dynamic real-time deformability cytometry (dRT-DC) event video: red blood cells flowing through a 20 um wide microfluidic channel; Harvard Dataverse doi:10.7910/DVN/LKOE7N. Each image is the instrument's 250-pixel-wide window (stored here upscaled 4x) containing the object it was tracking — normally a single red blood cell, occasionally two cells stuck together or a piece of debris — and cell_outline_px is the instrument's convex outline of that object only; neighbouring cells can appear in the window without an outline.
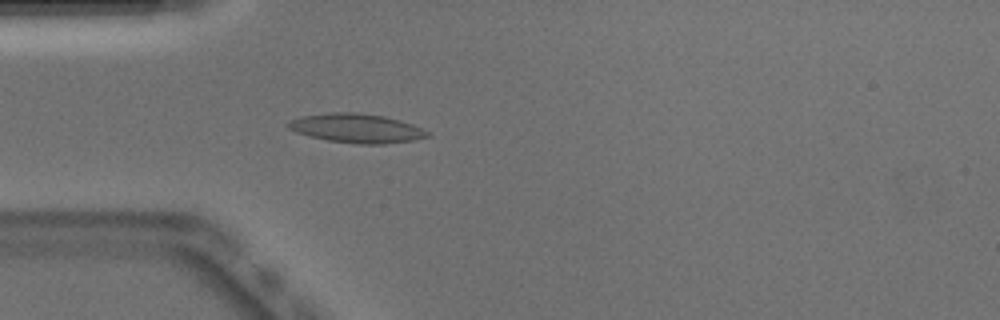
{"species": "Egyptian fruit bat (a non-hibernating species)", "species_latin": "Rousettus aegyptiacus", "temperature_condition": "warm", "stored_images_in_passage": 41, "camera_frame_rate_fps": 3000, "um_per_image_px": 0.085, "animal": {"sex": "male"}, "frame": {"image": 1, "passage_image": 5, "time_ms": 1.333, "image_size_px": [1000, 320], "cell_outline_px": [[432, 132], [428, 136], [412, 140], [384, 144], [360, 144], [328, 140], [296, 132], [288, 128], [288, 120], [304, 116], [328, 112], [356, 112], [384, 116], [400, 120], [424, 128]], "centroid_in_image_um": [30.35, 10.89], "position_along_channel_um": 54.7, "area_um2": 23.52}}
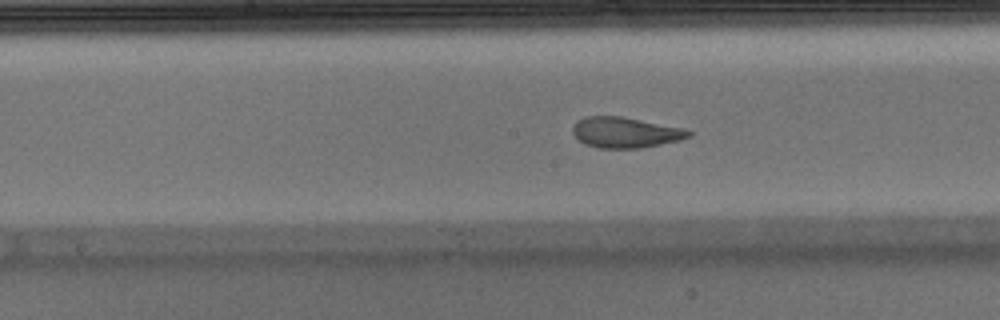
{"frame": {"image": 2, "passage_image": 16, "time_ms": 5.0, "image_size_px": [1000, 320], "cell_outline_px": [[692, 136], [680, 140], [640, 148], [600, 148], [584, 144], [572, 132], [572, 128], [576, 120], [584, 116], [620, 116], [684, 128], [692, 132]], "centroid_in_image_um": [53.14, 11.25], "position_along_channel_um": 195.1, "area_um2": 20.69}}
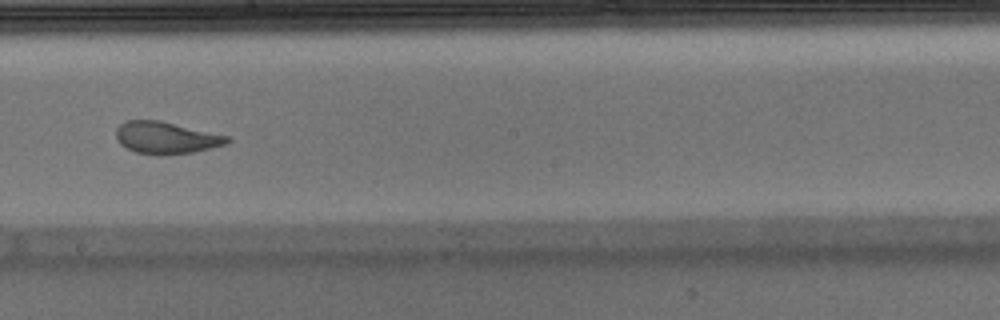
{"frame": {"image": 3, "passage_image": 19, "time_ms": 6.0, "image_size_px": [1000, 320], "cell_outline_px": [[232, 140], [228, 144], [192, 152], [164, 156], [160, 156], [136, 152], [120, 144], [116, 140], [116, 128], [124, 120], [160, 120], [228, 136]], "centroid_in_image_um": [14.1, 11.71], "position_along_channel_um": 234.1, "area_um2": 20.92}, "authors_computed_cell_mechanics": {"area_um2": 21.675, "velocity_mm_per_s": 3.9168, "shape_relaxation_time_tau1_ms": 8.4359, "shape_relaxation_time_tau2_ms": 1.1938, "deformation_change_tau1": 0.2513, "deformation_change_tau2": 0.0776}}